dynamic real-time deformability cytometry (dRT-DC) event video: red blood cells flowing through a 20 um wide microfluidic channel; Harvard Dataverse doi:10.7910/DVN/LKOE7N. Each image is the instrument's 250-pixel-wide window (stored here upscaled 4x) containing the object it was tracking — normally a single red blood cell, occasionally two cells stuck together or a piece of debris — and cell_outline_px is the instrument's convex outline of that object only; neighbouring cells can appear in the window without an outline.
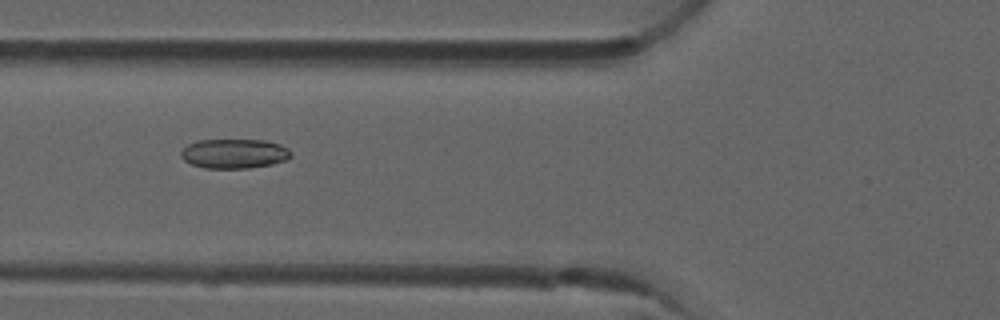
{"species": "common noctule bat (a hibernating species)", "species_latin": "Nyctalus noctula", "temperature_condition": "room temperature", "stored_images_in_passage": 3, "camera_frame_rate_fps": 3000, "um_per_image_px": 0.085, "animal": {"sex": "male", "forearm_length_mm": 52.5}, "frame": {"image": 1, "passage_image": 2, "time_ms": 0.333, "image_size_px": [1000, 320], "cell_outline_px": [[292, 156], [288, 160], [272, 164], [248, 168], [204, 168], [192, 164], [184, 160], [180, 156], [180, 152], [188, 144], [196, 140], [264, 140], [280, 144], [288, 148], [292, 152]], "centroid_in_image_um": [19.93, 13.05], "position_along_channel_um": 105.9, "area_um2": 19.07}}
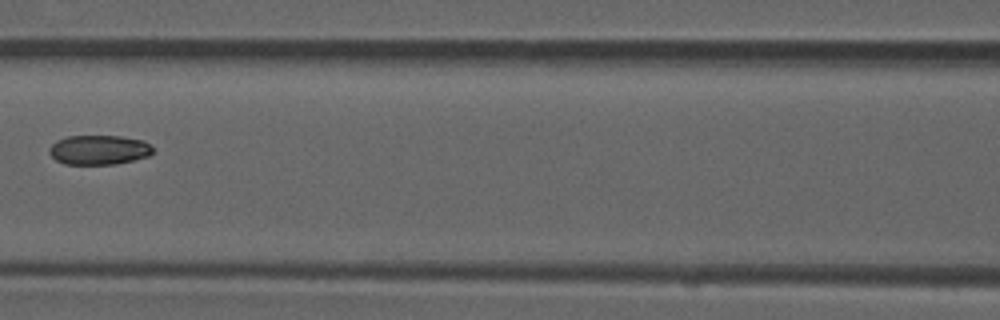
{"frame": {"image": 2, "passage_image": 3, "time_ms": 0.667, "image_size_px": [1000, 320], "cell_outline_px": [[152, 152], [148, 156], [116, 164], [64, 164], [56, 160], [48, 152], [48, 148], [56, 140], [68, 136], [120, 136], [144, 140], [152, 148]], "centroid_in_image_um": [8.37, 12.73], "position_along_channel_um": 158.2, "area_um2": 17.8}}